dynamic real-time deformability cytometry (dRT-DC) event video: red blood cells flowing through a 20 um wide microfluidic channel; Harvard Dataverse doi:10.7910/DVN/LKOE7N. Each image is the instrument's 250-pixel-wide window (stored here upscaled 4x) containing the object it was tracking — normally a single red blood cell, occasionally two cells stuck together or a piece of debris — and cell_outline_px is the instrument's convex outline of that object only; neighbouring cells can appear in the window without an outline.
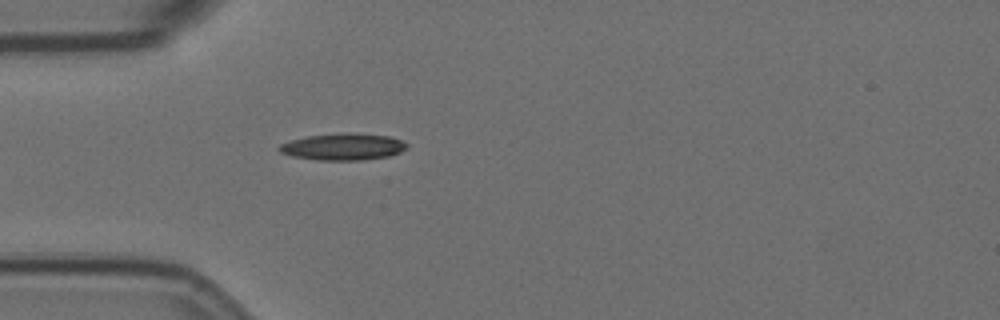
{"species": "Egyptian fruit bat (a non-hibernating species)", "species_latin": "Rousettus aegyptiacus", "temperature_condition": "room temperature", "stored_images_in_passage": 22, "camera_frame_rate_fps": 3000, "um_per_image_px": 0.085, "animal": {"sex": "female"}, "frame": {"image": 1, "passage_image": 1, "time_ms": 0.0, "image_size_px": [1000, 320], "cell_outline_px": [[408, 148], [400, 152], [388, 156], [364, 160], [316, 160], [292, 156], [280, 152], [276, 148], [280, 144], [292, 140], [308, 136], [344, 132], [348, 132], [388, 136], [400, 140], [408, 144]], "centroid_in_image_um": [29.15, 12.47], "position_along_channel_um": 55.8, "area_um2": 19.94}}
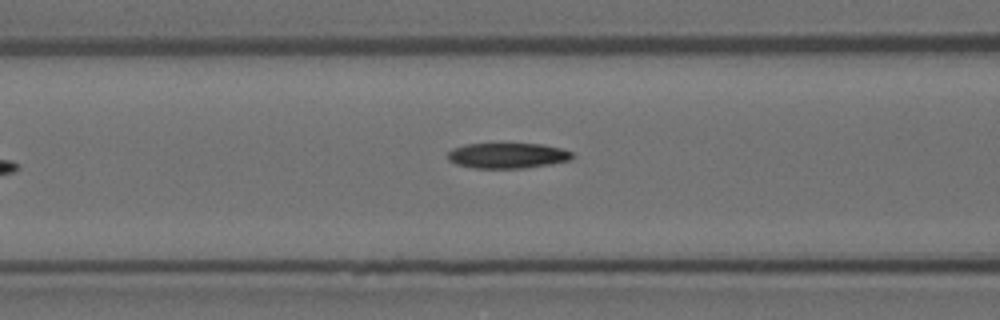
{"frame": {"image": 2, "passage_image": 7, "time_ms": 2.0, "image_size_px": [1000, 320], "cell_outline_px": [[572, 156], [568, 160], [552, 164], [524, 168], [476, 168], [456, 164], [448, 160], [448, 152], [452, 148], [464, 144], [540, 144], [560, 148], [572, 152]], "centroid_in_image_um": [43.1, 13.22], "position_along_channel_um": 123.5, "area_um2": 18.32}}
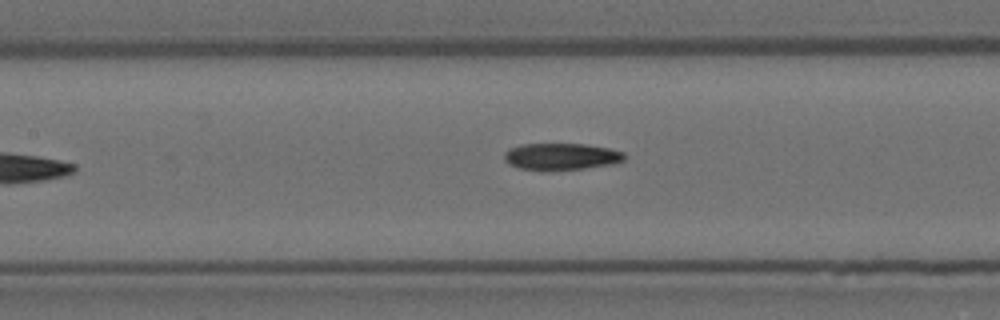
{"frame": {"image": 3, "passage_image": 10, "time_ms": 3.0, "image_size_px": [1000, 320], "cell_outline_px": [[624, 160], [612, 164], [584, 168], [548, 172], [540, 172], [516, 168], [508, 164], [504, 160], [504, 152], [520, 144], [584, 144], [608, 148], [624, 152]], "centroid_in_image_um": [47.63, 13.34], "position_along_channel_um": 159.8, "area_um2": 19.19}}